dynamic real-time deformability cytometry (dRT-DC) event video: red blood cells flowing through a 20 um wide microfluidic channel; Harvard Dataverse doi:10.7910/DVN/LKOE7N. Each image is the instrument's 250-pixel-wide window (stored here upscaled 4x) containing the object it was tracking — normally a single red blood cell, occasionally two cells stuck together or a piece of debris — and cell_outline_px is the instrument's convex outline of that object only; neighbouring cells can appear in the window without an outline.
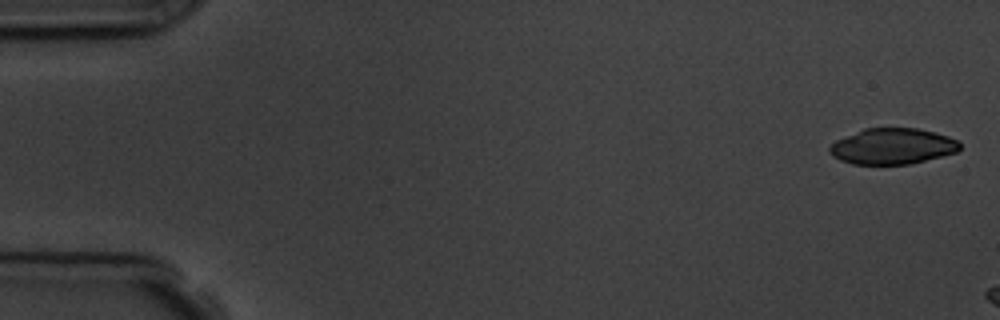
{"species": "common noctule bat (a hibernating species)", "species_latin": "Nyctalus noctula", "temperature_condition": "room temperature", "stored_images_in_passage": 3, "camera_frame_rate_fps": 3000, "um_per_image_px": 0.085, "animal": {"sex": "male", "body_mass_g": 19.5, "forearm_length_mm": 54.6}, "frame": {"image": 1, "passage_image": 1, "time_ms": 0.0, "image_size_px": [1000, 320], "cell_outline_px": [[960, 148], [956, 152], [908, 164], [852, 164], [840, 160], [832, 156], [828, 152], [828, 148], [836, 140], [864, 128], [916, 128], [936, 132], [948, 136], [956, 140], [960, 144]], "centroid_in_image_um": [75.83, 12.43], "position_along_channel_um": 9.2, "area_um2": 27.11}}